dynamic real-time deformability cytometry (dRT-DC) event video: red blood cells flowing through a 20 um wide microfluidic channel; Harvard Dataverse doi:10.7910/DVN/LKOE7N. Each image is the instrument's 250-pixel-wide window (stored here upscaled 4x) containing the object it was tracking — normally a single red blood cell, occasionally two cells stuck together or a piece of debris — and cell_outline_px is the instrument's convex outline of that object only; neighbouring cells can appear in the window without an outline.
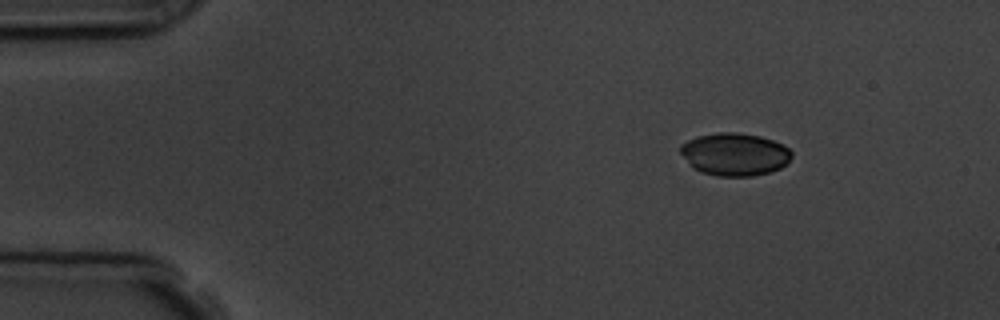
{"species": "common noctule bat (a hibernating species)", "species_latin": "Nyctalus noctula", "temperature_condition": "room temperature", "stored_images_in_passage": 3, "camera_frame_rate_fps": 3000, "um_per_image_px": 0.085, "animal": {"sex": "male", "body_mass_g": 19.5, "forearm_length_mm": 54.6}, "frame": {"image": 1, "passage_image": 1, "time_ms": 0.0, "image_size_px": [1000, 320], "cell_outline_px": [[792, 156], [780, 168], [768, 172], [752, 176], [716, 176], [700, 172], [692, 168], [680, 152], [680, 144], [696, 136], [720, 132], [736, 132], [760, 136], [784, 144], [792, 152]], "centroid_in_image_um": [62.42, 13.11], "position_along_channel_um": 22.6, "area_um2": 27.74}}